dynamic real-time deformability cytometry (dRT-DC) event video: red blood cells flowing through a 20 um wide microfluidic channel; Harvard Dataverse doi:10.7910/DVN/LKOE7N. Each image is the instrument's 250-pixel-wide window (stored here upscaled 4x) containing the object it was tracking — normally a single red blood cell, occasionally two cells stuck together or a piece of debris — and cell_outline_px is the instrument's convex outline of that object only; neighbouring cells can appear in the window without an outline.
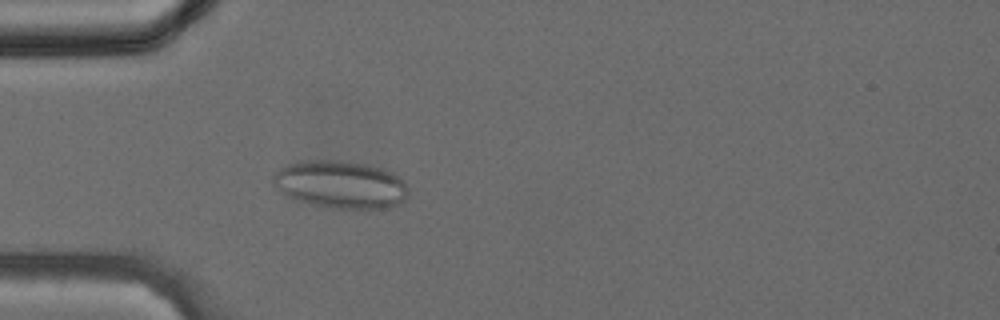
{"species": "common noctule bat (a hibernating species)", "species_latin": "Nyctalus noctula", "temperature_condition": "cold", "stored_images_in_passage": 40, "camera_frame_rate_fps": 3000, "um_per_image_px": 0.085, "animal": {"sex": "female", "body_mass_g": 24.6, "forearm_length_mm": 56.2}, "frame": {"image": 1, "passage_image": 12, "time_ms": 3.667, "image_size_px": [1000, 320], "cell_outline_px": [[408, 196], [400, 204], [388, 208], [368, 212], [336, 208], [296, 200], [272, 184], [272, 176], [280, 168], [288, 164], [300, 160], [340, 160], [364, 164], [384, 168], [392, 172], [404, 180], [408, 188]], "centroid_in_image_um": [29.03, 15.71], "position_along_channel_um": 56.0, "area_um2": 38.26}}